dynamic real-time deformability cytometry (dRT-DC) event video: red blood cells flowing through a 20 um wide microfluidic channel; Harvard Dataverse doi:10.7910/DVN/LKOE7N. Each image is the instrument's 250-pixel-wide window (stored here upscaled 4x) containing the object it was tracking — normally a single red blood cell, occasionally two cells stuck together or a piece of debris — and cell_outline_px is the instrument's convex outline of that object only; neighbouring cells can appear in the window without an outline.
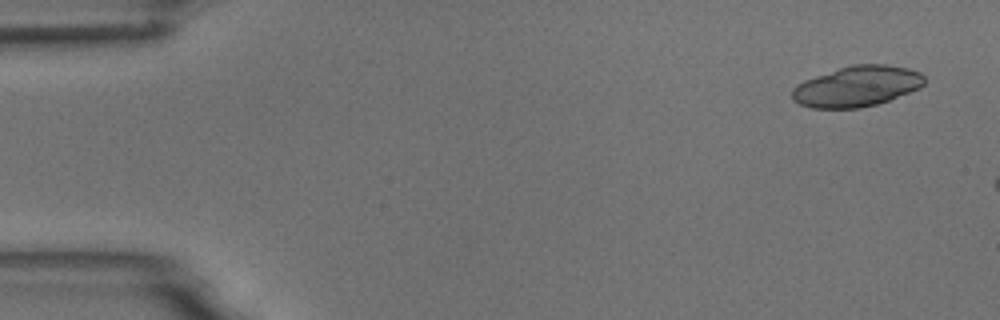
{"species": "common noctule bat (a hibernating species)", "species_latin": "Nyctalus noctula", "temperature_condition": "room temperature", "stored_images_in_passage": 2, "camera_frame_rate_fps": 3000, "um_per_image_px": 0.085, "animal": {"sex": "male", "body_mass_g": 18.8}, "frame": {"image": 1, "passage_image": 1, "time_ms": 0.0, "image_size_px": [1000, 320], "cell_outline_px": [[924, 84], [920, 88], [888, 100], [876, 104], [860, 108], [812, 108], [800, 104], [792, 100], [792, 88], [796, 84], [804, 80], [852, 64], [884, 64], [908, 68], [920, 72], [924, 76]], "centroid_in_image_um": [72.83, 7.34], "position_along_channel_um": 12.2, "area_um2": 31.21}}